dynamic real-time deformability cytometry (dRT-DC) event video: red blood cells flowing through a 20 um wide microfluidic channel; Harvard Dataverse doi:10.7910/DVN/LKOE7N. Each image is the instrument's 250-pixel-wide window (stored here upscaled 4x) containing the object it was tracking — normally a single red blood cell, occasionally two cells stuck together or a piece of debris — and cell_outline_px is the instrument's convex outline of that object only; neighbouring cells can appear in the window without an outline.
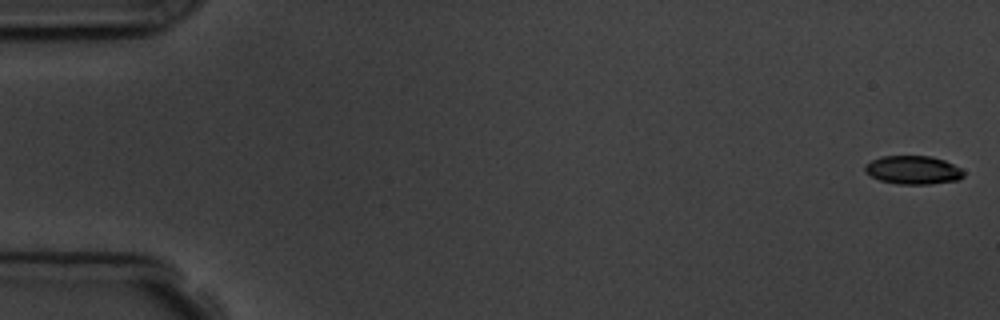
{"species": "common noctule bat (a hibernating species)", "species_latin": "Nyctalus noctula", "temperature_condition": "room temperature", "stored_images_in_passage": 5, "camera_frame_rate_fps": 3000, "um_per_image_px": 0.085, "animal": {"sex": "male", "body_mass_g": 19.5, "forearm_length_mm": 54.6}, "frame": {"image": 1, "passage_image": 1, "time_ms": 0.0, "image_size_px": [1000, 320], "cell_outline_px": [[964, 176], [960, 180], [932, 184], [896, 184], [880, 180], [864, 172], [864, 164], [880, 156], [932, 156], [944, 160], [960, 168], [964, 172]], "centroid_in_image_um": [77.61, 14.45], "position_along_channel_um": 7.4, "area_um2": 16.53}}
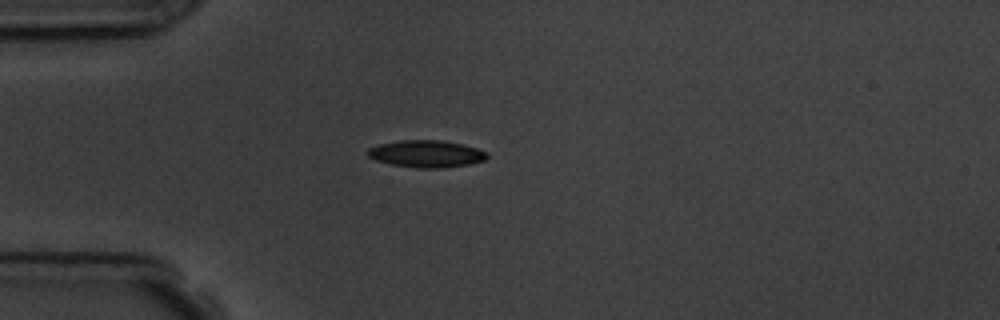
{"frame": {"image": 2, "passage_image": 5, "time_ms": 4.667, "image_size_px": [1000, 320], "cell_outline_px": [[488, 156], [484, 160], [468, 164], [440, 168], [420, 168], [392, 164], [376, 160], [368, 156], [364, 152], [368, 148], [380, 144], [400, 140], [440, 140], [464, 144], [488, 152]], "centroid_in_image_um": [36.22, 13.06], "position_along_channel_um": 48.8, "area_um2": 18.79}}